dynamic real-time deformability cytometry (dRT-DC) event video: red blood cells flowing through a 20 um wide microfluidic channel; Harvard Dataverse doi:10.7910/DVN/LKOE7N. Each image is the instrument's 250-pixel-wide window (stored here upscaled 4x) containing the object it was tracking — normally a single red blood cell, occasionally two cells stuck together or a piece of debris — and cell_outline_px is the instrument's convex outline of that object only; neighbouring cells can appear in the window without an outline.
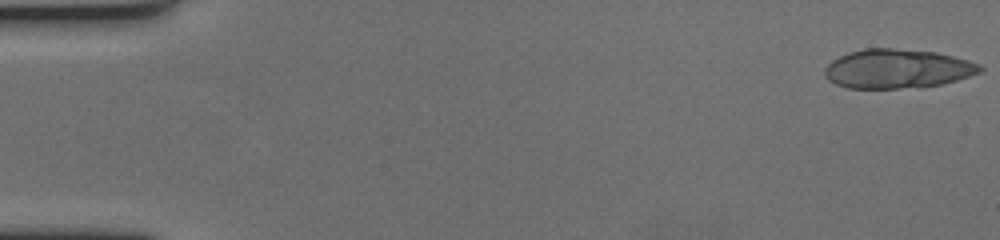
{"species": "human", "species_latin": "Homo sapiens", "temperature_condition": "cold", "stored_images_in_passage": 60, "camera_frame_rate_fps": 3000, "um_per_image_px": 0.085, "donor": {"sex": "female"}, "frame": {"image": 1, "passage_image": 1, "time_ms": 0.0, "image_size_px": [1000, 240], "cell_outline_px": [[984, 68], [980, 72], [944, 84], [920, 88], [848, 88], [836, 84], [828, 80], [824, 76], [824, 68], [832, 60], [848, 52], [864, 48], [892, 48], [936, 52], [968, 60], [980, 64]], "centroid_in_image_um": [76.27, 5.85], "position_along_channel_um": 8.7, "area_um2": 35.66}}
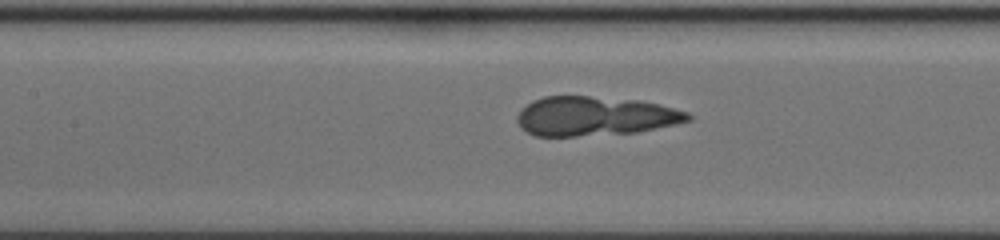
{"frame": {"image": 2, "passage_image": 28, "time_ms": 9.0, "image_size_px": [1000, 240], "cell_outline_px": [[692, 120], [636, 132], [576, 136], [536, 136], [520, 128], [516, 120], [516, 116], [520, 108], [532, 100], [544, 96], [588, 96], [640, 100], [688, 112], [692, 116]], "centroid_in_image_um": [50.5, 9.86], "position_along_channel_um": 156.9, "area_um2": 39.07}}
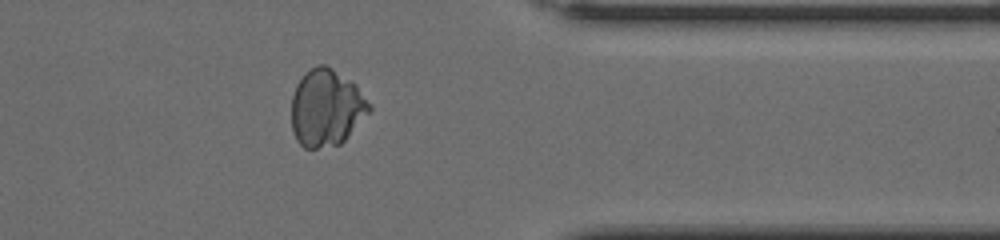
{"frame": {"image": 3, "passage_image": 49, "time_ms": 16.0, "image_size_px": [1000, 240], "cell_outline_px": [[372, 108], [344, 140], [340, 144], [316, 148], [304, 148], [296, 140], [292, 132], [292, 96], [296, 84], [304, 72], [316, 64], [324, 64], [332, 68], [356, 84], [372, 104]], "centroid_in_image_um": [27.73, 9.14], "position_along_channel_um": 383.7, "area_um2": 35.03}, "authors_computed_cell_mechanics": {"area_um2": 38.5526, "velocity_mm_per_s": 3.4104, "shape_relaxation_time_tau1_ms": 7.919, "shape_relaxation_time_tau2_ms": null, "deformation_change_tau1": 0.1934, "deformation_change_tau2": null}}